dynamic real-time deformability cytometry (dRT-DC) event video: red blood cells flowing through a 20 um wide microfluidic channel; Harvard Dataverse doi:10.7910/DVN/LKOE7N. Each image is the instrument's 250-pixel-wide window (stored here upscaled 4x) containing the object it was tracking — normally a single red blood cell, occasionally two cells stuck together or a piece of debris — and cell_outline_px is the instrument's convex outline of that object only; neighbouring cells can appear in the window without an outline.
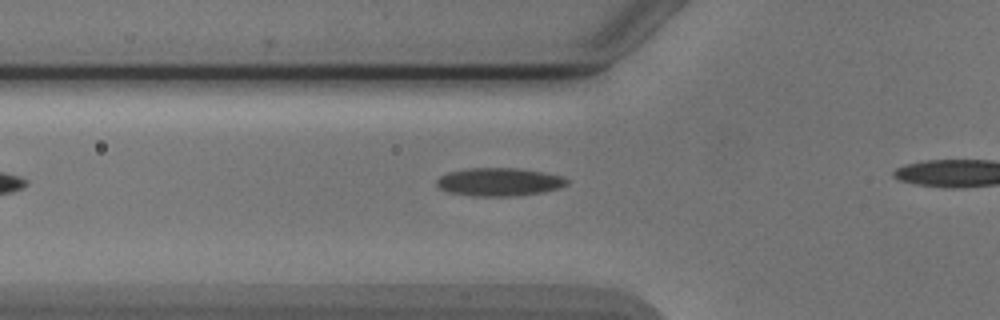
{"species": "Egyptian fruit bat (a non-hibernating species)", "species_latin": "Rousettus aegyptiacus", "temperature_condition": "cold", "stored_images_in_passage": 3, "segment_of_instrument_passage": [1, 2], "camera_frame_rate_fps": 3000, "um_per_image_px": 0.085, "animal": {"sex": "male"}, "frame": {"image": 1, "passage_image": 2, "time_ms": 1.333, "image_size_px": [1000, 320], "cell_outline_px": [[568, 184], [560, 188], [544, 192], [512, 196], [476, 196], [448, 192], [440, 188], [436, 184], [436, 180], [440, 176], [448, 172], [472, 168], [516, 168], [540, 172], [560, 176], [568, 180]], "centroid_in_image_um": [42.42, 15.47], "position_along_channel_um": 83.4, "area_um2": 21.15}}